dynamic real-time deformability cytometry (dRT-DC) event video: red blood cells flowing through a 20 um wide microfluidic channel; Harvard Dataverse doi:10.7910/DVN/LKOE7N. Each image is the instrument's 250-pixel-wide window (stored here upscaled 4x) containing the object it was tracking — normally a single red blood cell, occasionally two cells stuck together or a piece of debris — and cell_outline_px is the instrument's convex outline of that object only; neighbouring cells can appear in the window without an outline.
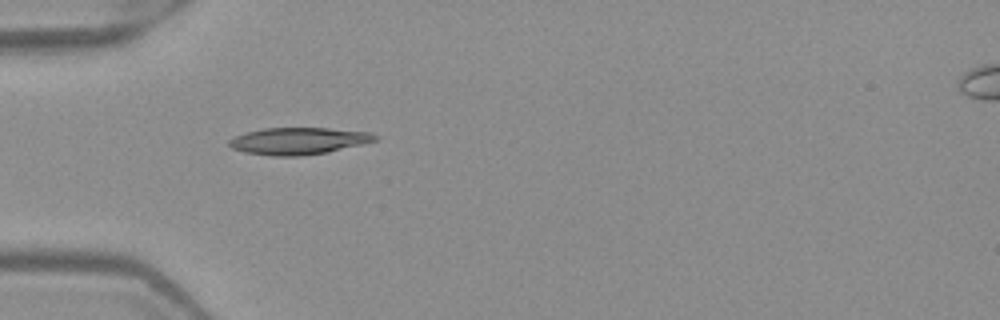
{"species": "Egyptian fruit bat (a non-hibernating species)", "species_latin": "Rousettus aegyptiacus", "temperature_condition": "warm", "stored_images_in_passage": 5, "camera_frame_rate_fps": 3000, "um_per_image_px": 0.085, "frame": {"image": 1, "passage_image": 5, "time_ms": 1.333, "image_size_px": [1000, 320], "cell_outline_px": [[380, 136], [376, 140], [328, 152], [300, 156], [272, 156], [244, 152], [232, 148], [228, 144], [228, 140], [236, 136], [248, 132], [264, 128], [328, 128], [372, 132]], "centroid_in_image_um": [25.38, 11.98], "position_along_channel_um": 59.6, "area_um2": 22.83}}